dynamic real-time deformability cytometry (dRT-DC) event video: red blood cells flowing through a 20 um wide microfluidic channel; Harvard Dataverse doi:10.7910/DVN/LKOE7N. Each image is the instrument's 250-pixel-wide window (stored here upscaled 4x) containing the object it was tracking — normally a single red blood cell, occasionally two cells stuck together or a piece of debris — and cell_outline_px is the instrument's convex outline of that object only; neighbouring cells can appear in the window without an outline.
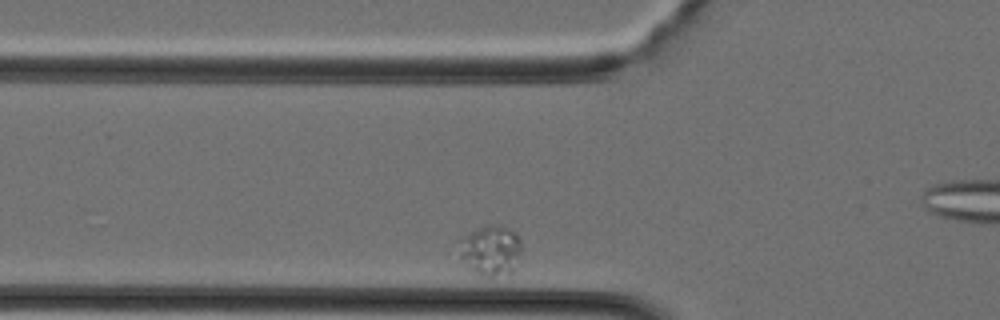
{"species": "Egyptian fruit bat (a non-hibernating species)", "species_latin": "Rousettus aegyptiacus", "temperature_condition": "cold", "stored_images_in_passage": 39, "segment_of_instrument_passage": [1, 2], "camera_frame_rate_fps": 3000, "um_per_image_px": 0.085, "animal": {"sex": "female"}, "frame": {"image": 1, "passage_image": 9, "time_ms": 2.667, "image_size_px": [1000, 320], "cell_outline_px": [[520, 248], [516, 268], [508, 276], [484, 276], [472, 272], [468, 268], [460, 256], [460, 240], [472, 232], [480, 228], [492, 224], [500, 224], [516, 232], [520, 240]], "centroid_in_image_um": [41.74, 21.31], "position_along_channel_um": 84.1, "area_um2": 18.26}}
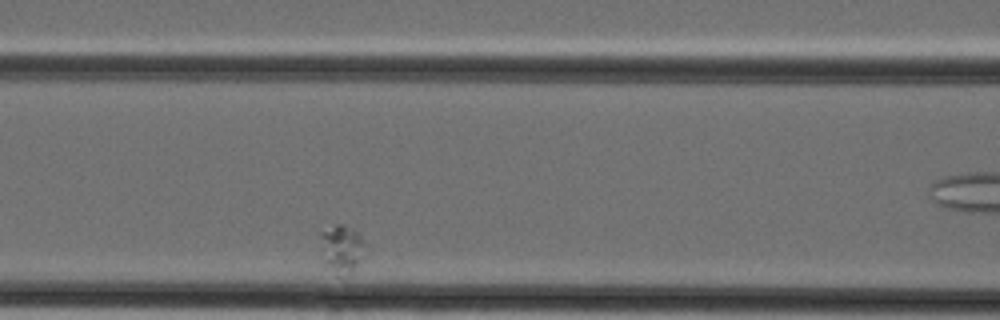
{"frame": {"image": 2, "passage_image": 13, "time_ms": 4.0, "image_size_px": [1000, 320], "cell_outline_px": [[364, 256], [352, 272], [340, 276], [336, 276], [324, 268], [320, 236], [320, 232], [336, 224], [344, 224], [360, 232], [364, 240]], "centroid_in_image_um": [29.04, 21.17], "position_along_channel_um": 137.6, "area_um2": 13.01}}
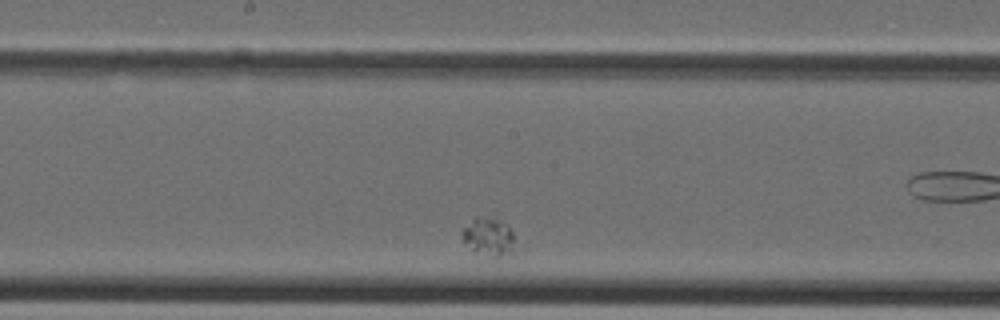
{"frame": {"image": 3, "passage_image": 18, "time_ms": 5.667, "image_size_px": [1000, 320], "cell_outline_px": [[524, 248], [512, 256], [496, 256], [476, 252], [460, 236], [460, 232], [476, 216], [496, 212], [512, 232]], "centroid_in_image_um": [41.73, 20.08], "position_along_channel_um": 206.5, "area_um2": 13.06}}